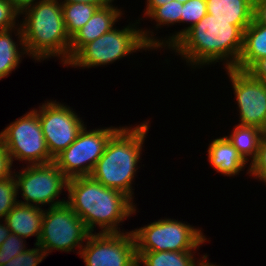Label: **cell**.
<instances>
[{"label":"cell","mask_w":266,"mask_h":266,"mask_svg":"<svg viewBox=\"0 0 266 266\" xmlns=\"http://www.w3.org/2000/svg\"><path fill=\"white\" fill-rule=\"evenodd\" d=\"M89 234L84 221L65 203L45 208L38 245L47 256L53 250L80 254Z\"/></svg>","instance_id":"cell-9"},{"label":"cell","mask_w":266,"mask_h":266,"mask_svg":"<svg viewBox=\"0 0 266 266\" xmlns=\"http://www.w3.org/2000/svg\"><path fill=\"white\" fill-rule=\"evenodd\" d=\"M79 256L86 266H137L132 231L90 233Z\"/></svg>","instance_id":"cell-12"},{"label":"cell","mask_w":266,"mask_h":266,"mask_svg":"<svg viewBox=\"0 0 266 266\" xmlns=\"http://www.w3.org/2000/svg\"><path fill=\"white\" fill-rule=\"evenodd\" d=\"M196 251L136 252L137 266H200L203 255L198 259Z\"/></svg>","instance_id":"cell-20"},{"label":"cell","mask_w":266,"mask_h":266,"mask_svg":"<svg viewBox=\"0 0 266 266\" xmlns=\"http://www.w3.org/2000/svg\"><path fill=\"white\" fill-rule=\"evenodd\" d=\"M266 2V0H253V3Z\"/></svg>","instance_id":"cell-38"},{"label":"cell","mask_w":266,"mask_h":266,"mask_svg":"<svg viewBox=\"0 0 266 266\" xmlns=\"http://www.w3.org/2000/svg\"><path fill=\"white\" fill-rule=\"evenodd\" d=\"M61 3H88L92 5H97L99 8L108 5L113 0H59Z\"/></svg>","instance_id":"cell-35"},{"label":"cell","mask_w":266,"mask_h":266,"mask_svg":"<svg viewBox=\"0 0 266 266\" xmlns=\"http://www.w3.org/2000/svg\"><path fill=\"white\" fill-rule=\"evenodd\" d=\"M20 15L9 0H0V30H8L19 25ZM18 22V23H17Z\"/></svg>","instance_id":"cell-29"},{"label":"cell","mask_w":266,"mask_h":266,"mask_svg":"<svg viewBox=\"0 0 266 266\" xmlns=\"http://www.w3.org/2000/svg\"><path fill=\"white\" fill-rule=\"evenodd\" d=\"M66 32L71 38L99 8L88 3H61Z\"/></svg>","instance_id":"cell-23"},{"label":"cell","mask_w":266,"mask_h":266,"mask_svg":"<svg viewBox=\"0 0 266 266\" xmlns=\"http://www.w3.org/2000/svg\"><path fill=\"white\" fill-rule=\"evenodd\" d=\"M248 72L258 80L266 82V57L259 59Z\"/></svg>","instance_id":"cell-31"},{"label":"cell","mask_w":266,"mask_h":266,"mask_svg":"<svg viewBox=\"0 0 266 266\" xmlns=\"http://www.w3.org/2000/svg\"><path fill=\"white\" fill-rule=\"evenodd\" d=\"M244 31L232 21L206 14L168 50L193 69L223 62V69L235 68L243 47ZM197 67V68H196Z\"/></svg>","instance_id":"cell-1"},{"label":"cell","mask_w":266,"mask_h":266,"mask_svg":"<svg viewBox=\"0 0 266 266\" xmlns=\"http://www.w3.org/2000/svg\"><path fill=\"white\" fill-rule=\"evenodd\" d=\"M183 4H181L177 0L170 1L165 3L160 7H156L147 17L150 18L151 21L155 20L156 26L155 31L158 28H162L163 26L171 27L173 25H177L179 23L181 26V13H182ZM170 25V26H169Z\"/></svg>","instance_id":"cell-24"},{"label":"cell","mask_w":266,"mask_h":266,"mask_svg":"<svg viewBox=\"0 0 266 266\" xmlns=\"http://www.w3.org/2000/svg\"><path fill=\"white\" fill-rule=\"evenodd\" d=\"M39 0H9L13 9L21 15Z\"/></svg>","instance_id":"cell-32"},{"label":"cell","mask_w":266,"mask_h":266,"mask_svg":"<svg viewBox=\"0 0 266 266\" xmlns=\"http://www.w3.org/2000/svg\"><path fill=\"white\" fill-rule=\"evenodd\" d=\"M67 191L66 204L84 221L90 233H97L98 228V233H123L121 223L139 212L130 197L105 187L91 176L69 179Z\"/></svg>","instance_id":"cell-2"},{"label":"cell","mask_w":266,"mask_h":266,"mask_svg":"<svg viewBox=\"0 0 266 266\" xmlns=\"http://www.w3.org/2000/svg\"><path fill=\"white\" fill-rule=\"evenodd\" d=\"M249 177L266 184V132L262 135L255 159L248 165Z\"/></svg>","instance_id":"cell-28"},{"label":"cell","mask_w":266,"mask_h":266,"mask_svg":"<svg viewBox=\"0 0 266 266\" xmlns=\"http://www.w3.org/2000/svg\"><path fill=\"white\" fill-rule=\"evenodd\" d=\"M170 1L173 0H146L145 1V5L146 7L144 8V11L142 14L144 17H141L138 19V21L140 22V20H145V18L156 8V7H160L162 5H164L165 3H168ZM144 18V19H142Z\"/></svg>","instance_id":"cell-34"},{"label":"cell","mask_w":266,"mask_h":266,"mask_svg":"<svg viewBox=\"0 0 266 266\" xmlns=\"http://www.w3.org/2000/svg\"><path fill=\"white\" fill-rule=\"evenodd\" d=\"M207 14L206 0H188L183 4L181 23L188 26L170 33L169 36L161 37V50L169 49L187 30L197 24Z\"/></svg>","instance_id":"cell-22"},{"label":"cell","mask_w":266,"mask_h":266,"mask_svg":"<svg viewBox=\"0 0 266 266\" xmlns=\"http://www.w3.org/2000/svg\"><path fill=\"white\" fill-rule=\"evenodd\" d=\"M264 57H266V25L253 19L244 31L243 47L235 68L248 71Z\"/></svg>","instance_id":"cell-19"},{"label":"cell","mask_w":266,"mask_h":266,"mask_svg":"<svg viewBox=\"0 0 266 266\" xmlns=\"http://www.w3.org/2000/svg\"><path fill=\"white\" fill-rule=\"evenodd\" d=\"M10 234L11 231L8 228L6 222L4 220H0V246Z\"/></svg>","instance_id":"cell-36"},{"label":"cell","mask_w":266,"mask_h":266,"mask_svg":"<svg viewBox=\"0 0 266 266\" xmlns=\"http://www.w3.org/2000/svg\"><path fill=\"white\" fill-rule=\"evenodd\" d=\"M235 125L231 133L225 136L244 160L247 163H251L257 156L260 139L264 131L254 126Z\"/></svg>","instance_id":"cell-21"},{"label":"cell","mask_w":266,"mask_h":266,"mask_svg":"<svg viewBox=\"0 0 266 266\" xmlns=\"http://www.w3.org/2000/svg\"><path fill=\"white\" fill-rule=\"evenodd\" d=\"M200 266H220L219 265H216L215 263H211L208 259V255L207 253L203 256V259H202V262H201V265Z\"/></svg>","instance_id":"cell-37"},{"label":"cell","mask_w":266,"mask_h":266,"mask_svg":"<svg viewBox=\"0 0 266 266\" xmlns=\"http://www.w3.org/2000/svg\"><path fill=\"white\" fill-rule=\"evenodd\" d=\"M41 104L37 111L42 132L48 151L55 158L77 139L85 122L75 109L65 103L52 99Z\"/></svg>","instance_id":"cell-11"},{"label":"cell","mask_w":266,"mask_h":266,"mask_svg":"<svg viewBox=\"0 0 266 266\" xmlns=\"http://www.w3.org/2000/svg\"><path fill=\"white\" fill-rule=\"evenodd\" d=\"M254 4V19L266 25V2L253 3Z\"/></svg>","instance_id":"cell-33"},{"label":"cell","mask_w":266,"mask_h":266,"mask_svg":"<svg viewBox=\"0 0 266 266\" xmlns=\"http://www.w3.org/2000/svg\"><path fill=\"white\" fill-rule=\"evenodd\" d=\"M26 240L11 233L0 246V266L27 250Z\"/></svg>","instance_id":"cell-26"},{"label":"cell","mask_w":266,"mask_h":266,"mask_svg":"<svg viewBox=\"0 0 266 266\" xmlns=\"http://www.w3.org/2000/svg\"><path fill=\"white\" fill-rule=\"evenodd\" d=\"M239 114V125L254 126L266 132V82L248 71L226 69Z\"/></svg>","instance_id":"cell-13"},{"label":"cell","mask_w":266,"mask_h":266,"mask_svg":"<svg viewBox=\"0 0 266 266\" xmlns=\"http://www.w3.org/2000/svg\"><path fill=\"white\" fill-rule=\"evenodd\" d=\"M115 0L98 8L89 21L72 37L69 48V61L89 42L111 31L125 14L122 8L114 5ZM117 22V23H116Z\"/></svg>","instance_id":"cell-14"},{"label":"cell","mask_w":266,"mask_h":266,"mask_svg":"<svg viewBox=\"0 0 266 266\" xmlns=\"http://www.w3.org/2000/svg\"><path fill=\"white\" fill-rule=\"evenodd\" d=\"M21 16L19 24L27 56L35 62L56 57L63 67L66 66L71 38L66 32L61 2L39 0Z\"/></svg>","instance_id":"cell-4"},{"label":"cell","mask_w":266,"mask_h":266,"mask_svg":"<svg viewBox=\"0 0 266 266\" xmlns=\"http://www.w3.org/2000/svg\"><path fill=\"white\" fill-rule=\"evenodd\" d=\"M151 122L122 126L108 141L91 177L105 187L117 189L134 201L132 186L140 168L145 139ZM133 126V127H132Z\"/></svg>","instance_id":"cell-3"},{"label":"cell","mask_w":266,"mask_h":266,"mask_svg":"<svg viewBox=\"0 0 266 266\" xmlns=\"http://www.w3.org/2000/svg\"><path fill=\"white\" fill-rule=\"evenodd\" d=\"M173 218L154 220L143 227L131 230L136 243V252L200 251L210 240L203 229Z\"/></svg>","instance_id":"cell-6"},{"label":"cell","mask_w":266,"mask_h":266,"mask_svg":"<svg viewBox=\"0 0 266 266\" xmlns=\"http://www.w3.org/2000/svg\"><path fill=\"white\" fill-rule=\"evenodd\" d=\"M121 128L99 127L80 131L77 139L54 158V162L69 180L75 177L90 176L97 161L103 155L109 139Z\"/></svg>","instance_id":"cell-10"},{"label":"cell","mask_w":266,"mask_h":266,"mask_svg":"<svg viewBox=\"0 0 266 266\" xmlns=\"http://www.w3.org/2000/svg\"><path fill=\"white\" fill-rule=\"evenodd\" d=\"M34 246L35 248L23 251L1 266H38V264L46 259L47 255L38 244H34Z\"/></svg>","instance_id":"cell-27"},{"label":"cell","mask_w":266,"mask_h":266,"mask_svg":"<svg viewBox=\"0 0 266 266\" xmlns=\"http://www.w3.org/2000/svg\"><path fill=\"white\" fill-rule=\"evenodd\" d=\"M20 169L19 172L13 170L17 182V195L20 193L24 200L17 199L18 203L38 207L48 205L49 208L66 203V197L59 199V196L67 191L68 179L54 161L24 165Z\"/></svg>","instance_id":"cell-7"},{"label":"cell","mask_w":266,"mask_h":266,"mask_svg":"<svg viewBox=\"0 0 266 266\" xmlns=\"http://www.w3.org/2000/svg\"><path fill=\"white\" fill-rule=\"evenodd\" d=\"M0 138L12 165L14 160L26 165L54 161L48 151L36 108L8 124L0 132Z\"/></svg>","instance_id":"cell-8"},{"label":"cell","mask_w":266,"mask_h":266,"mask_svg":"<svg viewBox=\"0 0 266 266\" xmlns=\"http://www.w3.org/2000/svg\"><path fill=\"white\" fill-rule=\"evenodd\" d=\"M12 167L9 154L5 150L2 139L0 138V180L9 177L13 173Z\"/></svg>","instance_id":"cell-30"},{"label":"cell","mask_w":266,"mask_h":266,"mask_svg":"<svg viewBox=\"0 0 266 266\" xmlns=\"http://www.w3.org/2000/svg\"><path fill=\"white\" fill-rule=\"evenodd\" d=\"M24 55L27 56V53L20 24L8 30H0V80L19 68L22 57H26Z\"/></svg>","instance_id":"cell-18"},{"label":"cell","mask_w":266,"mask_h":266,"mask_svg":"<svg viewBox=\"0 0 266 266\" xmlns=\"http://www.w3.org/2000/svg\"><path fill=\"white\" fill-rule=\"evenodd\" d=\"M17 182L13 173L0 180V220H4L7 214L18 203Z\"/></svg>","instance_id":"cell-25"},{"label":"cell","mask_w":266,"mask_h":266,"mask_svg":"<svg viewBox=\"0 0 266 266\" xmlns=\"http://www.w3.org/2000/svg\"><path fill=\"white\" fill-rule=\"evenodd\" d=\"M207 13L214 19L229 20L243 31L254 19L253 0H206Z\"/></svg>","instance_id":"cell-17"},{"label":"cell","mask_w":266,"mask_h":266,"mask_svg":"<svg viewBox=\"0 0 266 266\" xmlns=\"http://www.w3.org/2000/svg\"><path fill=\"white\" fill-rule=\"evenodd\" d=\"M44 210L41 206L17 203L4 218V221L11 233L24 239L34 236L36 237L34 244H38L41 236Z\"/></svg>","instance_id":"cell-16"},{"label":"cell","mask_w":266,"mask_h":266,"mask_svg":"<svg viewBox=\"0 0 266 266\" xmlns=\"http://www.w3.org/2000/svg\"><path fill=\"white\" fill-rule=\"evenodd\" d=\"M139 22L129 24L111 31L86 44L66 65L89 69L92 67L107 66L130 56L137 51H161V38L156 37L153 29L139 27ZM140 28V29H139ZM152 30V31H151ZM155 34V35H154Z\"/></svg>","instance_id":"cell-5"},{"label":"cell","mask_w":266,"mask_h":266,"mask_svg":"<svg viewBox=\"0 0 266 266\" xmlns=\"http://www.w3.org/2000/svg\"><path fill=\"white\" fill-rule=\"evenodd\" d=\"M207 160L211 167L221 175L233 177L239 175L246 169L249 175L248 163L239 154L238 150L232 145L226 136L212 139L207 148Z\"/></svg>","instance_id":"cell-15"},{"label":"cell","mask_w":266,"mask_h":266,"mask_svg":"<svg viewBox=\"0 0 266 266\" xmlns=\"http://www.w3.org/2000/svg\"><path fill=\"white\" fill-rule=\"evenodd\" d=\"M177 1H179L181 4H184V3H186L188 0H177Z\"/></svg>","instance_id":"cell-39"}]
</instances>
